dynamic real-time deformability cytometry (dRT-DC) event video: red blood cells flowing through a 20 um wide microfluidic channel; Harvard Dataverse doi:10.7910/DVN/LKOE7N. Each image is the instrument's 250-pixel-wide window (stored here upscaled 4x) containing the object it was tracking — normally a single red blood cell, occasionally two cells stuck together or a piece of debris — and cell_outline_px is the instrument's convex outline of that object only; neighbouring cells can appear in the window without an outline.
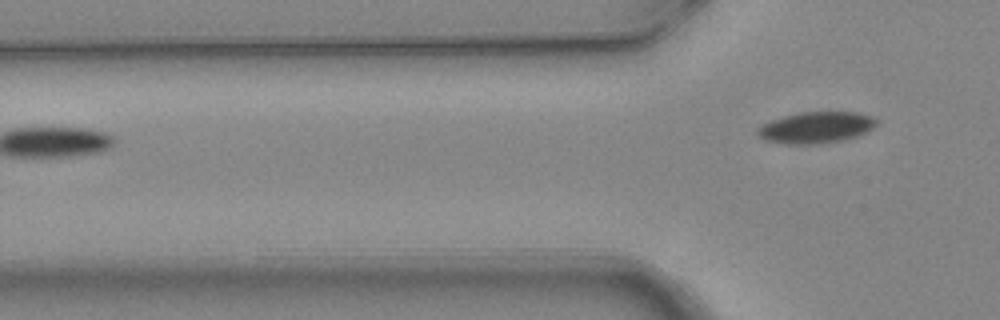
{"species": "common noctule bat (a hibernating species)", "species_latin": "Nyctalus noctula", "temperature_condition": "warm", "stored_images_in_passage": 2, "camera_frame_rate_fps": 3000, "um_per_image_px": 0.085, "animal": {"sex": "female", "body_mass_g": 24.6, "forearm_length_mm": 56.2}, "frame": {"image": 1, "passage_image": 2, "time_ms": 0.333, "image_size_px": [1000, 320], "cell_outline_px": [[880, 124], [868, 132], [856, 136], [840, 140], [812, 144], [788, 144], [764, 140], [756, 136], [756, 128], [760, 124], [768, 120], [784, 116], [804, 112], [856, 112], [876, 116], [880, 120]], "centroid_in_image_um": [69.38, 10.82], "position_along_channel_um": 56.4, "area_um2": 22.2}}